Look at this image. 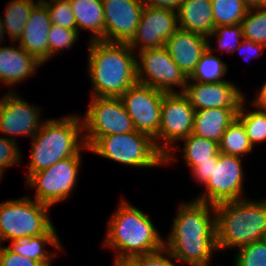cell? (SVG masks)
<instances>
[{
  "label": "cell",
  "mask_w": 266,
  "mask_h": 266,
  "mask_svg": "<svg viewBox=\"0 0 266 266\" xmlns=\"http://www.w3.org/2000/svg\"><path fill=\"white\" fill-rule=\"evenodd\" d=\"M144 6L160 7L177 11L182 0H141Z\"/></svg>",
  "instance_id": "cell-41"
},
{
  "label": "cell",
  "mask_w": 266,
  "mask_h": 266,
  "mask_svg": "<svg viewBox=\"0 0 266 266\" xmlns=\"http://www.w3.org/2000/svg\"><path fill=\"white\" fill-rule=\"evenodd\" d=\"M172 258V254L165 246H163L157 251L138 256L134 259L141 266H175V264L171 261Z\"/></svg>",
  "instance_id": "cell-37"
},
{
  "label": "cell",
  "mask_w": 266,
  "mask_h": 266,
  "mask_svg": "<svg viewBox=\"0 0 266 266\" xmlns=\"http://www.w3.org/2000/svg\"><path fill=\"white\" fill-rule=\"evenodd\" d=\"M177 19L180 29L208 37L215 27L211 0H182Z\"/></svg>",
  "instance_id": "cell-21"
},
{
  "label": "cell",
  "mask_w": 266,
  "mask_h": 266,
  "mask_svg": "<svg viewBox=\"0 0 266 266\" xmlns=\"http://www.w3.org/2000/svg\"><path fill=\"white\" fill-rule=\"evenodd\" d=\"M104 42L129 43L134 37L144 4L141 0H102Z\"/></svg>",
  "instance_id": "cell-16"
},
{
  "label": "cell",
  "mask_w": 266,
  "mask_h": 266,
  "mask_svg": "<svg viewBox=\"0 0 266 266\" xmlns=\"http://www.w3.org/2000/svg\"><path fill=\"white\" fill-rule=\"evenodd\" d=\"M51 19L47 7L40 1L31 11L24 30L17 40L20 46L40 63L48 61V33Z\"/></svg>",
  "instance_id": "cell-19"
},
{
  "label": "cell",
  "mask_w": 266,
  "mask_h": 266,
  "mask_svg": "<svg viewBox=\"0 0 266 266\" xmlns=\"http://www.w3.org/2000/svg\"><path fill=\"white\" fill-rule=\"evenodd\" d=\"M11 46H0V82L9 87L32 76L43 65L20 45Z\"/></svg>",
  "instance_id": "cell-20"
},
{
  "label": "cell",
  "mask_w": 266,
  "mask_h": 266,
  "mask_svg": "<svg viewBox=\"0 0 266 266\" xmlns=\"http://www.w3.org/2000/svg\"><path fill=\"white\" fill-rule=\"evenodd\" d=\"M219 144V152L241 157L252 152L246 130L242 122L236 118L225 130Z\"/></svg>",
  "instance_id": "cell-28"
},
{
  "label": "cell",
  "mask_w": 266,
  "mask_h": 266,
  "mask_svg": "<svg viewBox=\"0 0 266 266\" xmlns=\"http://www.w3.org/2000/svg\"><path fill=\"white\" fill-rule=\"evenodd\" d=\"M165 92L151 86L136 83L121 97L136 131L153 139L160 128L161 104Z\"/></svg>",
  "instance_id": "cell-13"
},
{
  "label": "cell",
  "mask_w": 266,
  "mask_h": 266,
  "mask_svg": "<svg viewBox=\"0 0 266 266\" xmlns=\"http://www.w3.org/2000/svg\"><path fill=\"white\" fill-rule=\"evenodd\" d=\"M83 132V121L78 114L42 122L38 132L31 138L33 143L26 180L33 173L76 156L81 149L89 150L81 137Z\"/></svg>",
  "instance_id": "cell-4"
},
{
  "label": "cell",
  "mask_w": 266,
  "mask_h": 266,
  "mask_svg": "<svg viewBox=\"0 0 266 266\" xmlns=\"http://www.w3.org/2000/svg\"><path fill=\"white\" fill-rule=\"evenodd\" d=\"M18 143L13 138H0V168L5 171L6 167L17 165L21 161V153Z\"/></svg>",
  "instance_id": "cell-36"
},
{
  "label": "cell",
  "mask_w": 266,
  "mask_h": 266,
  "mask_svg": "<svg viewBox=\"0 0 266 266\" xmlns=\"http://www.w3.org/2000/svg\"><path fill=\"white\" fill-rule=\"evenodd\" d=\"M260 89L255 99H253L252 104L255 108L266 110V81Z\"/></svg>",
  "instance_id": "cell-42"
},
{
  "label": "cell",
  "mask_w": 266,
  "mask_h": 266,
  "mask_svg": "<svg viewBox=\"0 0 266 266\" xmlns=\"http://www.w3.org/2000/svg\"><path fill=\"white\" fill-rule=\"evenodd\" d=\"M241 26L243 38L266 46V6L248 8Z\"/></svg>",
  "instance_id": "cell-31"
},
{
  "label": "cell",
  "mask_w": 266,
  "mask_h": 266,
  "mask_svg": "<svg viewBox=\"0 0 266 266\" xmlns=\"http://www.w3.org/2000/svg\"><path fill=\"white\" fill-rule=\"evenodd\" d=\"M164 240L151 219L123 199L108 222L103 245L116 249L115 258H136L161 249Z\"/></svg>",
  "instance_id": "cell-3"
},
{
  "label": "cell",
  "mask_w": 266,
  "mask_h": 266,
  "mask_svg": "<svg viewBox=\"0 0 266 266\" xmlns=\"http://www.w3.org/2000/svg\"><path fill=\"white\" fill-rule=\"evenodd\" d=\"M5 35H6L5 29L3 27L2 20H1V17H0V42H2L3 40H5L4 39Z\"/></svg>",
  "instance_id": "cell-45"
},
{
  "label": "cell",
  "mask_w": 266,
  "mask_h": 266,
  "mask_svg": "<svg viewBox=\"0 0 266 266\" xmlns=\"http://www.w3.org/2000/svg\"><path fill=\"white\" fill-rule=\"evenodd\" d=\"M261 241L266 245V229H265V231L263 233V236L261 238Z\"/></svg>",
  "instance_id": "cell-46"
},
{
  "label": "cell",
  "mask_w": 266,
  "mask_h": 266,
  "mask_svg": "<svg viewBox=\"0 0 266 266\" xmlns=\"http://www.w3.org/2000/svg\"><path fill=\"white\" fill-rule=\"evenodd\" d=\"M262 6H266V0H262Z\"/></svg>",
  "instance_id": "cell-48"
},
{
  "label": "cell",
  "mask_w": 266,
  "mask_h": 266,
  "mask_svg": "<svg viewBox=\"0 0 266 266\" xmlns=\"http://www.w3.org/2000/svg\"><path fill=\"white\" fill-rule=\"evenodd\" d=\"M208 40V48L202 54L198 61L196 68L192 75L188 78V81L200 82V83H213L221 82L225 79L222 75L227 73L228 66L222 62V59L213 54V48Z\"/></svg>",
  "instance_id": "cell-26"
},
{
  "label": "cell",
  "mask_w": 266,
  "mask_h": 266,
  "mask_svg": "<svg viewBox=\"0 0 266 266\" xmlns=\"http://www.w3.org/2000/svg\"><path fill=\"white\" fill-rule=\"evenodd\" d=\"M170 57L189 78L194 72L202 54L208 48L207 37L178 29L165 42Z\"/></svg>",
  "instance_id": "cell-18"
},
{
  "label": "cell",
  "mask_w": 266,
  "mask_h": 266,
  "mask_svg": "<svg viewBox=\"0 0 266 266\" xmlns=\"http://www.w3.org/2000/svg\"><path fill=\"white\" fill-rule=\"evenodd\" d=\"M183 157L185 163L192 170L195 166L201 164V162L211 161L219 152V144L215 141L208 140L194 134H190L183 139Z\"/></svg>",
  "instance_id": "cell-27"
},
{
  "label": "cell",
  "mask_w": 266,
  "mask_h": 266,
  "mask_svg": "<svg viewBox=\"0 0 266 266\" xmlns=\"http://www.w3.org/2000/svg\"><path fill=\"white\" fill-rule=\"evenodd\" d=\"M177 210L164 246L172 254L173 261L208 266L212 252L218 251L215 206L194 199L181 203Z\"/></svg>",
  "instance_id": "cell-1"
},
{
  "label": "cell",
  "mask_w": 266,
  "mask_h": 266,
  "mask_svg": "<svg viewBox=\"0 0 266 266\" xmlns=\"http://www.w3.org/2000/svg\"><path fill=\"white\" fill-rule=\"evenodd\" d=\"M215 36L218 41V49L226 50L228 53L230 52L233 54L234 51L238 49L243 39L242 26L241 24H234L214 27V30L207 39L210 40V38Z\"/></svg>",
  "instance_id": "cell-34"
},
{
  "label": "cell",
  "mask_w": 266,
  "mask_h": 266,
  "mask_svg": "<svg viewBox=\"0 0 266 266\" xmlns=\"http://www.w3.org/2000/svg\"><path fill=\"white\" fill-rule=\"evenodd\" d=\"M79 33L77 30L63 28L56 24H51L48 33V60L58 52L74 45L78 40Z\"/></svg>",
  "instance_id": "cell-32"
},
{
  "label": "cell",
  "mask_w": 266,
  "mask_h": 266,
  "mask_svg": "<svg viewBox=\"0 0 266 266\" xmlns=\"http://www.w3.org/2000/svg\"><path fill=\"white\" fill-rule=\"evenodd\" d=\"M46 244L52 245L53 248L55 246L62 251V245L54 225L45 234L11 241L7 247L16 254L38 261L42 266H51L52 259L56 254H48L49 252L45 250Z\"/></svg>",
  "instance_id": "cell-23"
},
{
  "label": "cell",
  "mask_w": 266,
  "mask_h": 266,
  "mask_svg": "<svg viewBox=\"0 0 266 266\" xmlns=\"http://www.w3.org/2000/svg\"><path fill=\"white\" fill-rule=\"evenodd\" d=\"M88 48L93 97L120 98L138 83L137 58L128 43L89 41Z\"/></svg>",
  "instance_id": "cell-2"
},
{
  "label": "cell",
  "mask_w": 266,
  "mask_h": 266,
  "mask_svg": "<svg viewBox=\"0 0 266 266\" xmlns=\"http://www.w3.org/2000/svg\"><path fill=\"white\" fill-rule=\"evenodd\" d=\"M0 266H42L38 261L16 254L8 247L0 246Z\"/></svg>",
  "instance_id": "cell-38"
},
{
  "label": "cell",
  "mask_w": 266,
  "mask_h": 266,
  "mask_svg": "<svg viewBox=\"0 0 266 266\" xmlns=\"http://www.w3.org/2000/svg\"><path fill=\"white\" fill-rule=\"evenodd\" d=\"M195 109L183 92L164 93L161 104L160 128L154 142L158 150L165 156V164L173 160L170 146L188 137L193 130ZM162 140V142H160ZM160 143V144H159ZM172 147V148H171ZM173 149V150H172Z\"/></svg>",
  "instance_id": "cell-8"
},
{
  "label": "cell",
  "mask_w": 266,
  "mask_h": 266,
  "mask_svg": "<svg viewBox=\"0 0 266 266\" xmlns=\"http://www.w3.org/2000/svg\"><path fill=\"white\" fill-rule=\"evenodd\" d=\"M88 149V152L133 167L166 165L165 156L158 150L154 139L136 130L99 137Z\"/></svg>",
  "instance_id": "cell-6"
},
{
  "label": "cell",
  "mask_w": 266,
  "mask_h": 266,
  "mask_svg": "<svg viewBox=\"0 0 266 266\" xmlns=\"http://www.w3.org/2000/svg\"><path fill=\"white\" fill-rule=\"evenodd\" d=\"M237 249L234 266H266V245L262 241L246 244Z\"/></svg>",
  "instance_id": "cell-35"
},
{
  "label": "cell",
  "mask_w": 266,
  "mask_h": 266,
  "mask_svg": "<svg viewBox=\"0 0 266 266\" xmlns=\"http://www.w3.org/2000/svg\"><path fill=\"white\" fill-rule=\"evenodd\" d=\"M77 31H90V41L104 39L105 20L102 0H70Z\"/></svg>",
  "instance_id": "cell-24"
},
{
  "label": "cell",
  "mask_w": 266,
  "mask_h": 266,
  "mask_svg": "<svg viewBox=\"0 0 266 266\" xmlns=\"http://www.w3.org/2000/svg\"><path fill=\"white\" fill-rule=\"evenodd\" d=\"M40 108L30 105L13 91L0 99V133L11 136H30L41 127Z\"/></svg>",
  "instance_id": "cell-15"
},
{
  "label": "cell",
  "mask_w": 266,
  "mask_h": 266,
  "mask_svg": "<svg viewBox=\"0 0 266 266\" xmlns=\"http://www.w3.org/2000/svg\"><path fill=\"white\" fill-rule=\"evenodd\" d=\"M219 157V152L211 158V161L201 162V164L195 166L191 173L193 177L200 183L205 184L211 177L212 162H217Z\"/></svg>",
  "instance_id": "cell-39"
},
{
  "label": "cell",
  "mask_w": 266,
  "mask_h": 266,
  "mask_svg": "<svg viewBox=\"0 0 266 266\" xmlns=\"http://www.w3.org/2000/svg\"><path fill=\"white\" fill-rule=\"evenodd\" d=\"M83 118L85 145L89 148L99 137L135 131L132 119L120 98L93 97Z\"/></svg>",
  "instance_id": "cell-9"
},
{
  "label": "cell",
  "mask_w": 266,
  "mask_h": 266,
  "mask_svg": "<svg viewBox=\"0 0 266 266\" xmlns=\"http://www.w3.org/2000/svg\"><path fill=\"white\" fill-rule=\"evenodd\" d=\"M178 29L177 11L144 6L136 33L128 45L135 53L165 47V42Z\"/></svg>",
  "instance_id": "cell-14"
},
{
  "label": "cell",
  "mask_w": 266,
  "mask_h": 266,
  "mask_svg": "<svg viewBox=\"0 0 266 266\" xmlns=\"http://www.w3.org/2000/svg\"><path fill=\"white\" fill-rule=\"evenodd\" d=\"M47 7L51 24H56L63 28L77 30L76 19L72 12L70 0H41Z\"/></svg>",
  "instance_id": "cell-33"
},
{
  "label": "cell",
  "mask_w": 266,
  "mask_h": 266,
  "mask_svg": "<svg viewBox=\"0 0 266 266\" xmlns=\"http://www.w3.org/2000/svg\"><path fill=\"white\" fill-rule=\"evenodd\" d=\"M245 100L242 102L237 113V118L245 127L249 142L255 143L266 141V110L257 108L254 111L245 112Z\"/></svg>",
  "instance_id": "cell-30"
},
{
  "label": "cell",
  "mask_w": 266,
  "mask_h": 266,
  "mask_svg": "<svg viewBox=\"0 0 266 266\" xmlns=\"http://www.w3.org/2000/svg\"><path fill=\"white\" fill-rule=\"evenodd\" d=\"M214 26L241 24L248 10L242 0H211Z\"/></svg>",
  "instance_id": "cell-29"
},
{
  "label": "cell",
  "mask_w": 266,
  "mask_h": 266,
  "mask_svg": "<svg viewBox=\"0 0 266 266\" xmlns=\"http://www.w3.org/2000/svg\"><path fill=\"white\" fill-rule=\"evenodd\" d=\"M81 151L73 157L66 158L33 173L26 184L36 190L35 200L49 207L68 199L76 186L80 170Z\"/></svg>",
  "instance_id": "cell-10"
},
{
  "label": "cell",
  "mask_w": 266,
  "mask_h": 266,
  "mask_svg": "<svg viewBox=\"0 0 266 266\" xmlns=\"http://www.w3.org/2000/svg\"><path fill=\"white\" fill-rule=\"evenodd\" d=\"M137 54L138 83L165 93L184 92L188 78L170 57L166 47L145 49ZM173 86H178L181 91H175Z\"/></svg>",
  "instance_id": "cell-11"
},
{
  "label": "cell",
  "mask_w": 266,
  "mask_h": 266,
  "mask_svg": "<svg viewBox=\"0 0 266 266\" xmlns=\"http://www.w3.org/2000/svg\"><path fill=\"white\" fill-rule=\"evenodd\" d=\"M248 8L262 6V0H242Z\"/></svg>",
  "instance_id": "cell-44"
},
{
  "label": "cell",
  "mask_w": 266,
  "mask_h": 266,
  "mask_svg": "<svg viewBox=\"0 0 266 266\" xmlns=\"http://www.w3.org/2000/svg\"><path fill=\"white\" fill-rule=\"evenodd\" d=\"M195 111L209 108H240L245 95L229 80L213 83L187 81L183 92Z\"/></svg>",
  "instance_id": "cell-17"
},
{
  "label": "cell",
  "mask_w": 266,
  "mask_h": 266,
  "mask_svg": "<svg viewBox=\"0 0 266 266\" xmlns=\"http://www.w3.org/2000/svg\"><path fill=\"white\" fill-rule=\"evenodd\" d=\"M240 108H209L195 111L192 134L220 142L226 128L237 118Z\"/></svg>",
  "instance_id": "cell-22"
},
{
  "label": "cell",
  "mask_w": 266,
  "mask_h": 266,
  "mask_svg": "<svg viewBox=\"0 0 266 266\" xmlns=\"http://www.w3.org/2000/svg\"><path fill=\"white\" fill-rule=\"evenodd\" d=\"M49 209L29 196L0 202V242L45 234L53 226Z\"/></svg>",
  "instance_id": "cell-7"
},
{
  "label": "cell",
  "mask_w": 266,
  "mask_h": 266,
  "mask_svg": "<svg viewBox=\"0 0 266 266\" xmlns=\"http://www.w3.org/2000/svg\"><path fill=\"white\" fill-rule=\"evenodd\" d=\"M34 0H11L6 4L4 19L2 20L5 32L13 43L21 36L32 9L40 2Z\"/></svg>",
  "instance_id": "cell-25"
},
{
  "label": "cell",
  "mask_w": 266,
  "mask_h": 266,
  "mask_svg": "<svg viewBox=\"0 0 266 266\" xmlns=\"http://www.w3.org/2000/svg\"><path fill=\"white\" fill-rule=\"evenodd\" d=\"M214 206L218 251L261 241L266 229V199L243 198Z\"/></svg>",
  "instance_id": "cell-5"
},
{
  "label": "cell",
  "mask_w": 266,
  "mask_h": 266,
  "mask_svg": "<svg viewBox=\"0 0 266 266\" xmlns=\"http://www.w3.org/2000/svg\"><path fill=\"white\" fill-rule=\"evenodd\" d=\"M266 46L260 43H255L251 40L245 39L243 38L238 49L236 51H246L245 53H241V55L243 56V58H245L246 56L250 58H255L258 57L259 55H261V52L263 51L262 49H265Z\"/></svg>",
  "instance_id": "cell-40"
},
{
  "label": "cell",
  "mask_w": 266,
  "mask_h": 266,
  "mask_svg": "<svg viewBox=\"0 0 266 266\" xmlns=\"http://www.w3.org/2000/svg\"><path fill=\"white\" fill-rule=\"evenodd\" d=\"M241 162V157L219 152L217 162H212L211 177L203 185L205 192L195 200L216 205L243 199L244 175Z\"/></svg>",
  "instance_id": "cell-12"
},
{
  "label": "cell",
  "mask_w": 266,
  "mask_h": 266,
  "mask_svg": "<svg viewBox=\"0 0 266 266\" xmlns=\"http://www.w3.org/2000/svg\"><path fill=\"white\" fill-rule=\"evenodd\" d=\"M3 172H4V170H2V169L0 168V181H1V177L3 176Z\"/></svg>",
  "instance_id": "cell-47"
},
{
  "label": "cell",
  "mask_w": 266,
  "mask_h": 266,
  "mask_svg": "<svg viewBox=\"0 0 266 266\" xmlns=\"http://www.w3.org/2000/svg\"><path fill=\"white\" fill-rule=\"evenodd\" d=\"M113 266H141L134 258H115Z\"/></svg>",
  "instance_id": "cell-43"
}]
</instances>
